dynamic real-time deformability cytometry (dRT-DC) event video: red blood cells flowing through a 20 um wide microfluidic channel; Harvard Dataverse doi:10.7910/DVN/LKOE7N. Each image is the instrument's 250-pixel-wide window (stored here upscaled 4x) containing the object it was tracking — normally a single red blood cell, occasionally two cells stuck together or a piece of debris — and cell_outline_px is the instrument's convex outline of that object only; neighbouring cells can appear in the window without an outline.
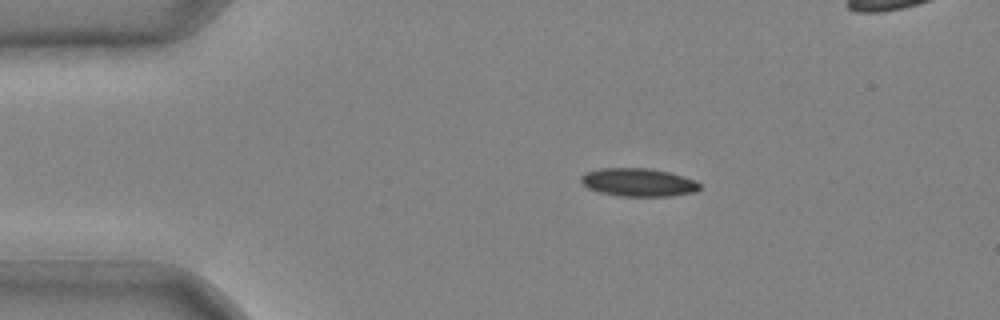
{"species": "common noctule bat (a hibernating species)", "species_latin": "Nyctalus noctula", "temperature_condition": "cold", "stored_images_in_passage": 35, "camera_frame_rate_fps": 3000, "um_per_image_px": 0.085, "animal": {"sex": "male", "body_mass_g": 20.4}, "frame": {"image": 1, "passage_image": 1, "time_ms": 0.0, "image_size_px": [1000, 320], "cell_outline_px": [[700, 188], [696, 192], [672, 196], [616, 196], [600, 192], [588, 188], [580, 180], [580, 176], [584, 172], [600, 168], [652, 168], [684, 176], [700, 184]], "centroid_in_image_um": [54.24, 15.5], "position_along_channel_um": 30.8, "area_um2": 19.59}}
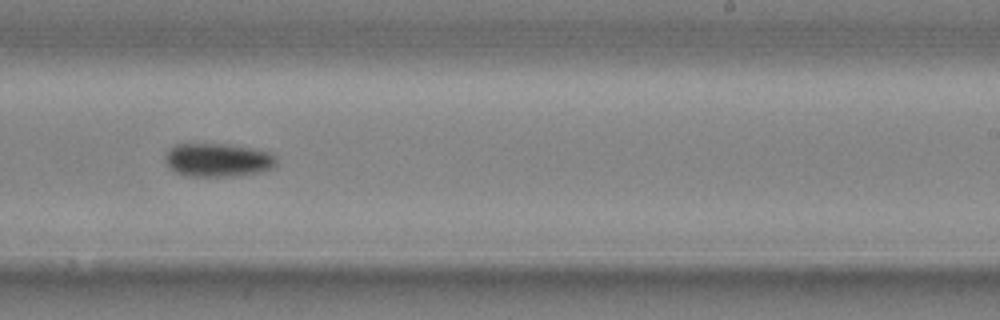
{"frame": {"image": 2, "passage_image": 20, "time_ms": 6.333, "image_size_px": [1000, 320], "cell_outline_px": [[276, 168], [260, 172], [236, 176], [188, 176], [176, 172], [164, 160], [164, 156], [168, 148], [176, 144], [228, 144], [252, 148], [268, 152], [276, 156]], "centroid_in_image_um": [18.54, 13.6], "position_along_channel_um": 270.5, "area_um2": 21.85}}
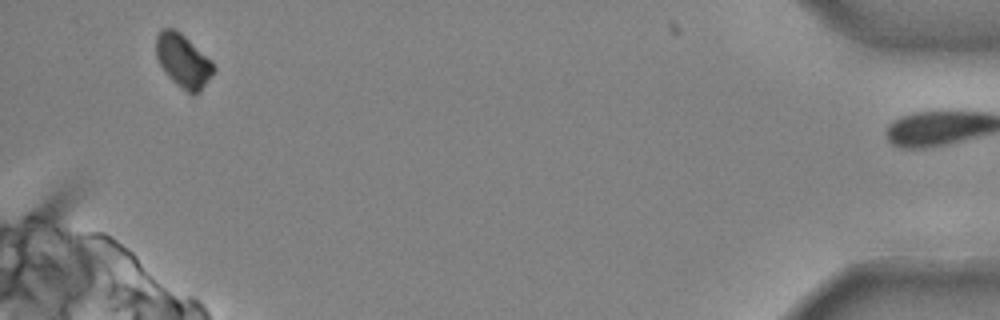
{"frame": {"image": 3, "passage_image": 34, "time_ms": 11.0, "image_size_px": [1000, 320], "cell_outline_px": [[216, 72], [200, 92], [192, 96], [176, 84], [168, 76], [160, 64], [156, 56], [156, 36], [164, 28], [172, 28], [180, 32], [212, 60], [216, 68]], "centroid_in_image_um": [15.61, 5.2], "position_along_channel_um": 419.6, "area_um2": 18.03}}